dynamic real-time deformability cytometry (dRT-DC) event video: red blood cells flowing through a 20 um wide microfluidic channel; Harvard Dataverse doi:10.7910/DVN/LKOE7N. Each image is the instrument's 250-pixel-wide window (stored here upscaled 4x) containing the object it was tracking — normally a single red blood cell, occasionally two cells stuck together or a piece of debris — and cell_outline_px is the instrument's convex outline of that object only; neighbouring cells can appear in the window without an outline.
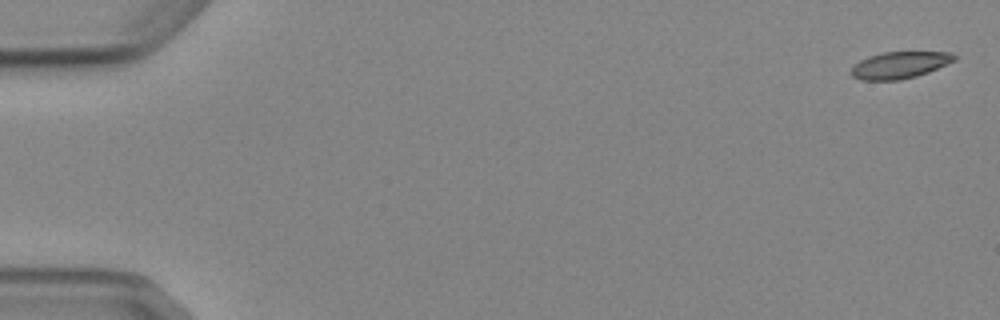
{"species": "Egyptian fruit bat (a non-hibernating species)", "species_latin": "Rousettus aegyptiacus", "temperature_condition": "cold", "stored_images_in_passage": 5, "camera_frame_rate_fps": 3000, "um_per_image_px": 0.085, "animal": {"sex": "female"}, "frame": {"image": 1, "passage_image": 1, "time_ms": 0.0, "image_size_px": [1000, 320], "cell_outline_px": [[956, 60], [928, 72], [916, 76], [900, 80], [860, 80], [852, 76], [848, 72], [860, 60], [868, 56], [884, 52], [952, 52], [956, 56]], "centroid_in_image_um": [76.45, 5.53], "position_along_channel_um": 8.5, "area_um2": 16.13}}
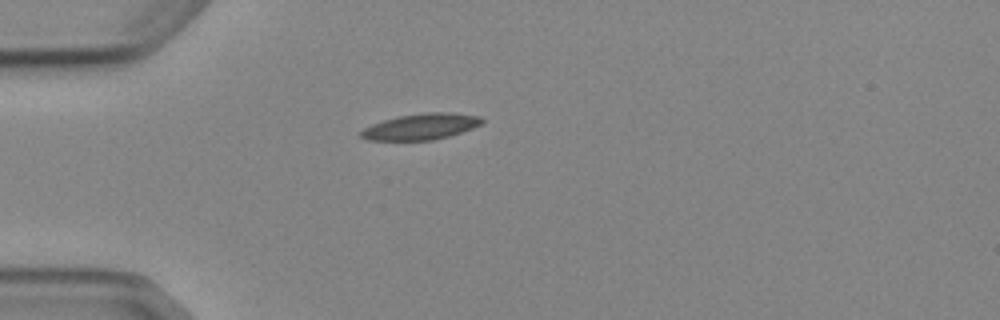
{"frame": {"image": 2, "passage_image": 5, "time_ms": 4.667, "image_size_px": [1000, 320], "cell_outline_px": [[484, 120], [480, 124], [472, 128], [448, 136], [432, 140], [368, 140], [360, 136], [360, 132], [364, 128], [372, 124], [384, 120], [400, 116], [424, 112], [452, 112], [480, 116]], "centroid_in_image_um": [35.78, 10.75], "position_along_channel_um": 49.2, "area_um2": 18.21}}